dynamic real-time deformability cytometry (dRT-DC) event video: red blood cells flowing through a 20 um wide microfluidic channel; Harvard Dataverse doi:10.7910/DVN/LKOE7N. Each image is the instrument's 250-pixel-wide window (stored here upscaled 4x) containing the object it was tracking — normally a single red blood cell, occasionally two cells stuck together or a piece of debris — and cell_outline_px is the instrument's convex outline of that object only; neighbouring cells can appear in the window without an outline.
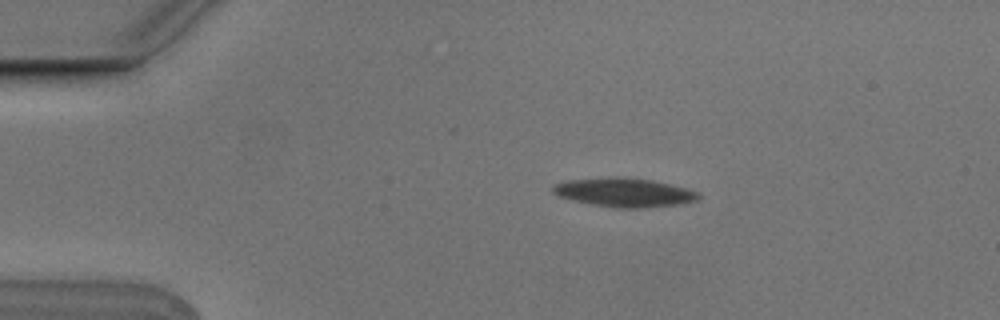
{"species": "Egyptian fruit bat (a non-hibernating species)", "species_latin": "Rousettus aegyptiacus", "temperature_condition": "cold", "stored_images_in_passage": 3, "camera_frame_rate_fps": 3000, "um_per_image_px": 0.085, "animal": {"sex": "male"}, "frame": {"image": 1, "passage_image": 2, "time_ms": 0.333, "image_size_px": [1000, 320], "cell_outline_px": [[700, 200], [680, 204], [644, 208], [612, 208], [572, 200], [560, 196], [552, 192], [552, 188], [556, 184], [568, 180], [652, 180], [688, 188], [700, 192]], "centroid_in_image_um": [53.18, 16.42], "position_along_channel_um": 31.8, "area_um2": 23.47}}